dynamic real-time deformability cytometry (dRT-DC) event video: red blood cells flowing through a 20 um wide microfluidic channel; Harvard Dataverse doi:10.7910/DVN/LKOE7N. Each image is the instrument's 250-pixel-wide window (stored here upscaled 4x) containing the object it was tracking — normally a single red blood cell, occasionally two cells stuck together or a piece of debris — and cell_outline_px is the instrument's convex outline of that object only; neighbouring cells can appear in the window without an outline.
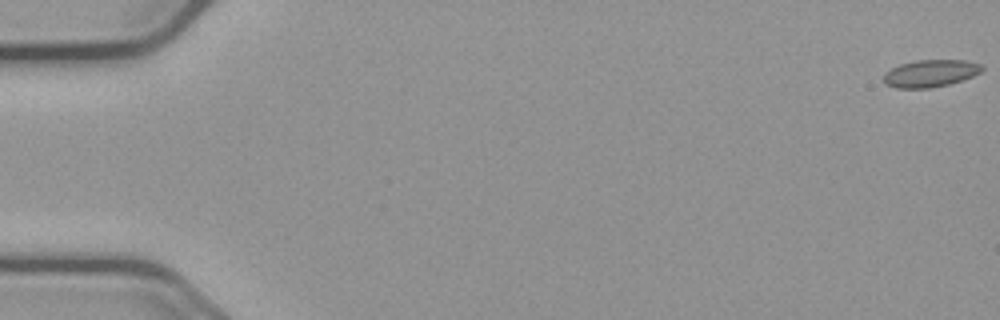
{"species": "common noctule bat (a hibernating species)", "species_latin": "Nyctalus noctula", "temperature_condition": "cold", "stored_images_in_passage": 54, "camera_frame_rate_fps": 3000, "um_per_image_px": 0.085, "animal": {"sex": "male", "body_mass_g": 23.1, "forearm_length_mm": 52.7}, "frame": {"image": 1, "passage_image": 1, "time_ms": 0.0, "image_size_px": [1000, 320], "cell_outline_px": [[984, 68], [980, 72], [972, 76], [948, 84], [928, 88], [896, 88], [884, 84], [884, 72], [900, 64], [916, 60], [964, 60], [980, 64]], "centroid_in_image_um": [79.04, 6.23], "position_along_channel_um": 6.0, "area_um2": 15.49}}
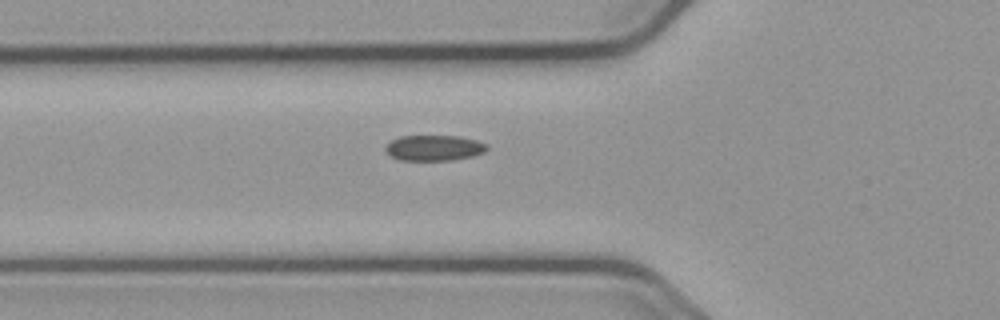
{"frame": {"image": 2, "passage_image": 21, "time_ms": 6.667, "image_size_px": [1000, 320], "cell_outline_px": [[488, 148], [484, 152], [472, 156], [452, 160], [400, 160], [392, 156], [384, 148], [392, 140], [400, 136], [460, 136], [476, 140], [488, 144]], "centroid_in_image_um": [36.93, 12.57], "position_along_channel_um": 88.9, "area_um2": 15.03}}
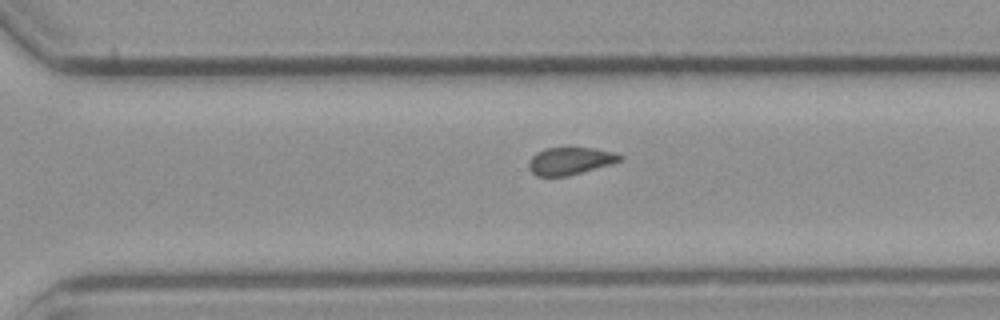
{"frame": {"image": 3, "passage_image": 40, "time_ms": 13.0, "image_size_px": [1000, 320], "cell_outline_px": [[624, 156], [620, 160], [608, 164], [568, 176], [536, 176], [528, 168], [528, 164], [532, 156], [536, 152], [544, 148], [596, 148], [616, 152]], "centroid_in_image_um": [48.43, 13.67], "position_along_channel_um": 322.2, "area_um2": 14.45}, "authors_computed_cell_mechanics": {"area_um2": 15.1725, "velocity_mm_per_s": 3.6654, "shape_relaxation_time_tau1_ms": null, "shape_relaxation_time_tau2_ms": 4.5367, "deformation_change_tau1": null, "deformation_change_tau2": 0.0968}}